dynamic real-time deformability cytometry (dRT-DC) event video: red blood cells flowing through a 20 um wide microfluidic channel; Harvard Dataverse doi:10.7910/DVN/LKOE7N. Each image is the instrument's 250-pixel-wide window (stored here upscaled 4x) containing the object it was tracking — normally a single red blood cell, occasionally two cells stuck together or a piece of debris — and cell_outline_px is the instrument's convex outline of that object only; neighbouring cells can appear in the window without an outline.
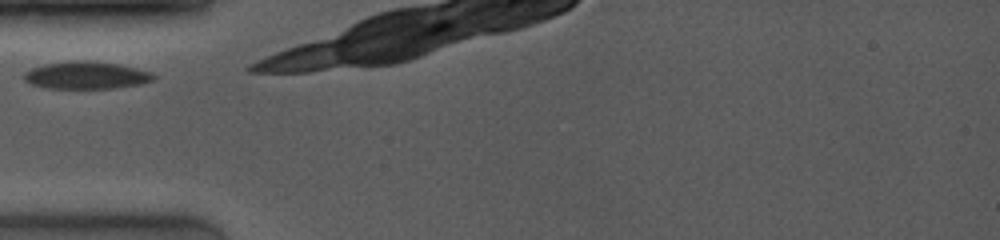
{"species": "common noctule bat (a hibernating species)", "species_latin": "Nyctalus noctula", "temperature_condition": "room temperature", "stored_images_in_passage": 3, "camera_frame_rate_fps": 4000, "um_per_image_px": 0.085, "animal": {"sex": "female", "body_mass_g": 19.0, "forearm_length_mm": 53.3}, "frame": {"image": 1, "passage_image": 1, "time_ms": 0.0, "image_size_px": [1000, 240], "cell_outline_px": [[156, 80], [140, 84], [112, 88], [44, 88], [32, 84], [24, 80], [24, 72], [32, 68], [44, 64], [76, 60], [88, 60], [120, 64], [152, 72], [156, 76]], "centroid_in_image_um": [7.36, 6.39], "position_along_channel_um": 77.6, "area_um2": 20.81}}